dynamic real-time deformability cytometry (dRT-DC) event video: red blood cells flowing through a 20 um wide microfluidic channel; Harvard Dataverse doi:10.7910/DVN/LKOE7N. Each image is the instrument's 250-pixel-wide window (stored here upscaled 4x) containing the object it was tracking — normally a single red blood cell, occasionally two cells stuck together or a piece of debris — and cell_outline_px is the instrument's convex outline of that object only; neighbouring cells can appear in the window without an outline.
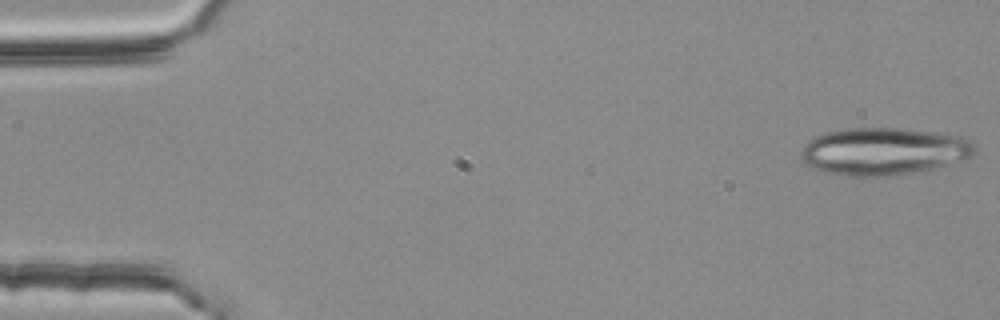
{"species": "common noctule bat (a hibernating species)", "species_latin": "Nyctalus noctula", "temperature_condition": "room temperature", "stored_images_in_passage": 4, "camera_frame_rate_fps": 3000, "um_per_image_px": 0.085, "animal": {"sex": "female", "body_mass_g": 25.1}, "frame": {"image": 1, "passage_image": 1, "time_ms": 0.0, "image_size_px": [1000, 320], "cell_outline_px": [[976, 152], [968, 160], [932, 168], [912, 172], [888, 176], [848, 176], [824, 172], [812, 168], [800, 156], [800, 152], [804, 144], [808, 140], [824, 132], [848, 128], [896, 128], [936, 132], [964, 136], [976, 148]], "centroid_in_image_um": [75.12, 12.86], "position_along_channel_um": 9.9, "area_um2": 48.21}}